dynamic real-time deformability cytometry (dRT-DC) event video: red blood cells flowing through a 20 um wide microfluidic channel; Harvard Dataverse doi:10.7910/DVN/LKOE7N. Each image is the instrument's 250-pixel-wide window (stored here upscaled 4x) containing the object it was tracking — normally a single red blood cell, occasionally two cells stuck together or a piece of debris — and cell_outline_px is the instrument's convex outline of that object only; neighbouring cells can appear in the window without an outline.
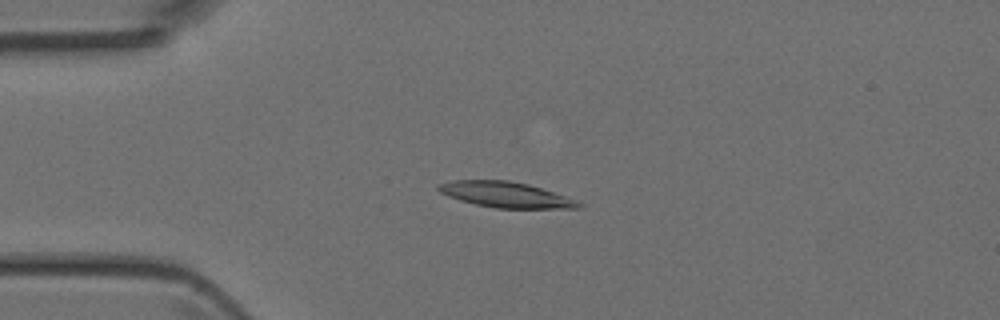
{"species": "Egyptian fruit bat (a non-hibernating species)", "species_latin": "Rousettus aegyptiacus", "temperature_condition": "room temperature", "stored_images_in_passage": 46, "camera_frame_rate_fps": 3000, "um_per_image_px": 0.085, "animal": {"sex": "female"}, "frame": {"image": 1, "passage_image": 11, "time_ms": 3.333, "image_size_px": [1000, 320], "cell_outline_px": [[584, 208], [496, 208], [476, 204], [460, 200], [448, 196], [440, 192], [436, 188], [436, 184], [452, 180], [508, 180], [528, 184], [576, 200], [584, 204]], "centroid_in_image_um": [42.96, 16.54], "position_along_channel_um": 42.0, "area_um2": 20.81}}
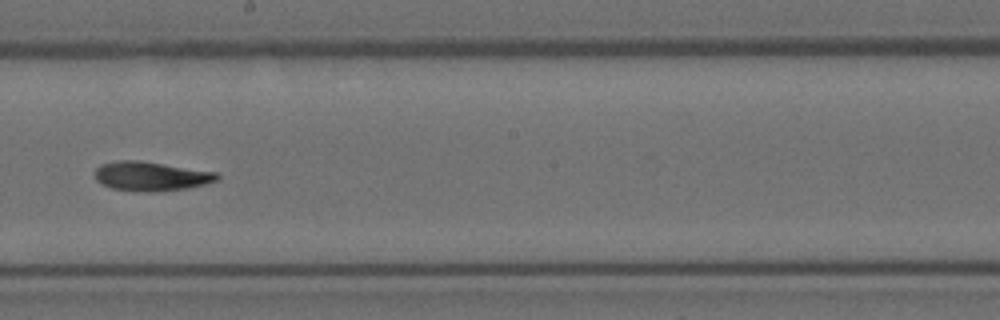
{"frame": {"image": 2, "passage_image": 26, "time_ms": 8.333, "image_size_px": [1000, 320], "cell_outline_px": [[220, 176], [216, 180], [204, 184], [188, 188], [156, 192], [148, 192], [112, 188], [100, 184], [96, 180], [96, 168], [100, 164], [116, 160], [140, 160], [216, 172]], "centroid_in_image_um": [12.81, 14.97], "position_along_channel_um": 235.4, "area_um2": 20.81}}
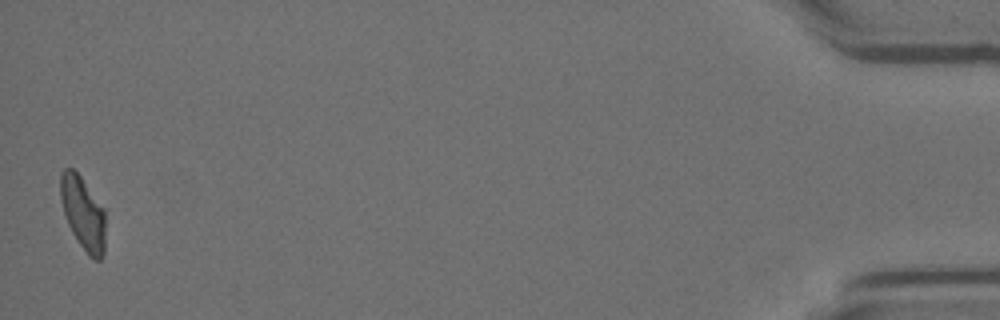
{"frame": {"image": 3, "passage_image": 46, "time_ms": 15.0, "image_size_px": [1000, 320], "cell_outline_px": [[104, 252], [100, 260], [92, 260], [88, 256], [72, 232], [68, 224], [60, 200], [60, 172], [64, 168], [72, 168], [80, 176], [104, 208]], "centroid_in_image_um": [7.04, 18.12], "position_along_channel_um": 428.2, "area_um2": 19.07}}